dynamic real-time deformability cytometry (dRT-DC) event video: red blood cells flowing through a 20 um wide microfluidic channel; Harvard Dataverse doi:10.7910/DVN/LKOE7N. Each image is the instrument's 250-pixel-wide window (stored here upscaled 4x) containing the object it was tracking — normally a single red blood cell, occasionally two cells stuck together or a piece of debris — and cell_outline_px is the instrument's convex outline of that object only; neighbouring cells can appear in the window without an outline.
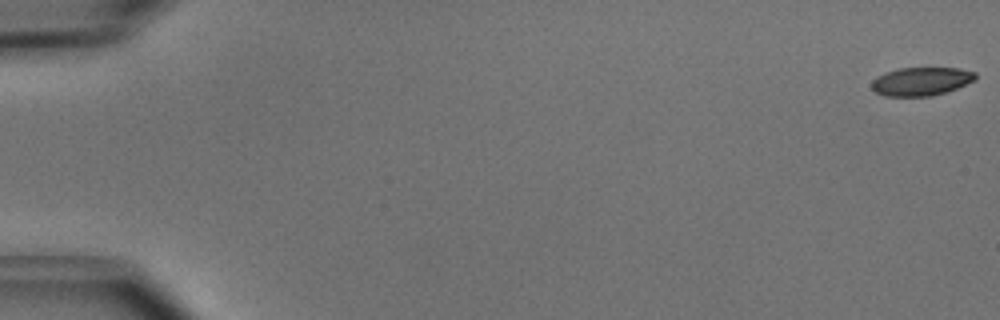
{"species": "common noctule bat (a hibernating species)", "species_latin": "Nyctalus noctula", "temperature_condition": "cold", "stored_images_in_passage": 49, "camera_frame_rate_fps": 3000, "um_per_image_px": 0.085, "animal": {"sex": "male", "body_mass_g": 15.6}, "frame": {"image": 1, "passage_image": 1, "time_ms": 0.0, "image_size_px": [1000, 320], "cell_outline_px": [[976, 80], [956, 88], [932, 96], [884, 96], [876, 92], [872, 88], [872, 80], [876, 76], [884, 72], [900, 68], [960, 68], [976, 72]], "centroid_in_image_um": [78.29, 6.91], "position_along_channel_um": 6.7, "area_um2": 17.22}}
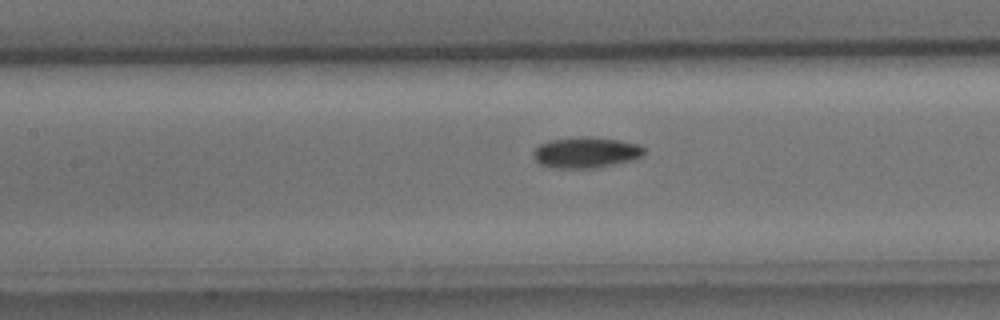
{"frame": {"image": 2, "passage_image": 24, "time_ms": 7.667, "image_size_px": [1000, 320], "cell_outline_px": [[644, 156], [632, 160], [596, 168], [556, 168], [540, 164], [532, 156], [532, 152], [540, 144], [548, 140], [580, 136], [592, 136], [620, 140], [640, 144], [644, 148]], "centroid_in_image_um": [49.81, 12.95], "position_along_channel_um": 157.6, "area_um2": 20.23}}
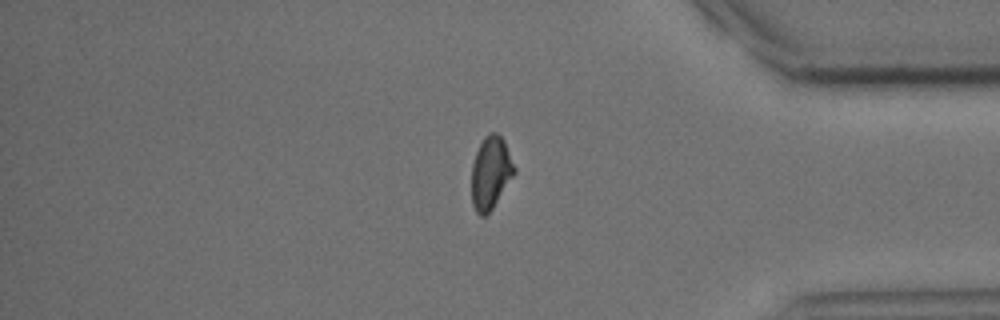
{"frame": {"image": 3, "passage_image": 43, "time_ms": 14.0, "image_size_px": [1000, 320], "cell_outline_px": [[516, 172], [492, 208], [484, 216], [480, 216], [476, 212], [472, 204], [472, 164], [476, 152], [484, 136], [488, 132], [496, 132], [504, 140], [516, 168]], "centroid_in_image_um": [41.71, 14.66], "position_along_channel_um": 393.5, "area_um2": 18.03}, "authors_computed_cell_mechanics": {"area_um2": 18.9584, "velocity_mm_per_s": 4.0394, "shape_relaxation_time_tau1_ms": 2.5533, "shape_relaxation_time_tau2_ms": 6.3254, "deformation_change_tau1": 0.0998, "deformation_change_tau2": 0.112}}